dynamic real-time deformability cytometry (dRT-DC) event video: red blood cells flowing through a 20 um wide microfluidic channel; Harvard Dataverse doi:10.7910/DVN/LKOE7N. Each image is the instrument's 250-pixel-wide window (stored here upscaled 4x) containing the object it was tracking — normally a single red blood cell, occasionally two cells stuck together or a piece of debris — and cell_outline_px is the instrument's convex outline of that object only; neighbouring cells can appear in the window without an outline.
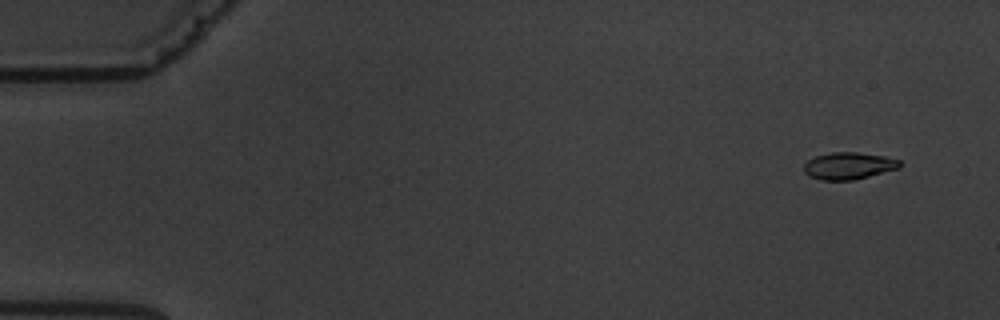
{"species": "common noctule bat (a hibernating species)", "species_latin": "Nyctalus noctula", "temperature_condition": "warm", "stored_images_in_passage": 5, "camera_frame_rate_fps": 3000, "um_per_image_px": 0.085, "animal": {"sex": "male", "body_mass_g": 19.5, "forearm_length_mm": 54.6}, "frame": {"image": 1, "passage_image": 1, "time_ms": 0.0, "image_size_px": [1000, 320], "cell_outline_px": [[900, 168], [852, 180], [820, 180], [808, 176], [804, 172], [804, 164], [808, 160], [816, 156], [832, 152], [856, 152], [884, 156], [900, 160]], "centroid_in_image_um": [72.11, 14.09], "position_along_channel_um": 12.9, "area_um2": 15.03}}
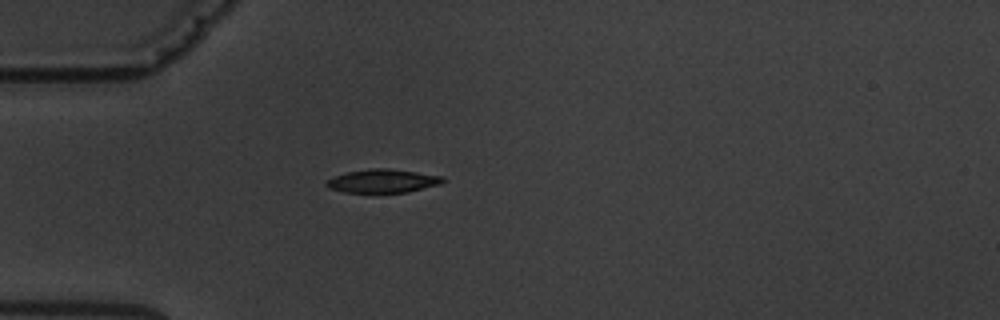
{"frame": {"image": 2, "passage_image": 5, "time_ms": 4.333, "image_size_px": [1000, 320], "cell_outline_px": [[444, 180], [440, 184], [408, 192], [344, 192], [328, 188], [324, 184], [328, 180], [336, 176], [348, 172], [372, 168], [388, 168], [444, 176]], "centroid_in_image_um": [32.54, 15.38], "position_along_channel_um": 52.5, "area_um2": 15.72}}